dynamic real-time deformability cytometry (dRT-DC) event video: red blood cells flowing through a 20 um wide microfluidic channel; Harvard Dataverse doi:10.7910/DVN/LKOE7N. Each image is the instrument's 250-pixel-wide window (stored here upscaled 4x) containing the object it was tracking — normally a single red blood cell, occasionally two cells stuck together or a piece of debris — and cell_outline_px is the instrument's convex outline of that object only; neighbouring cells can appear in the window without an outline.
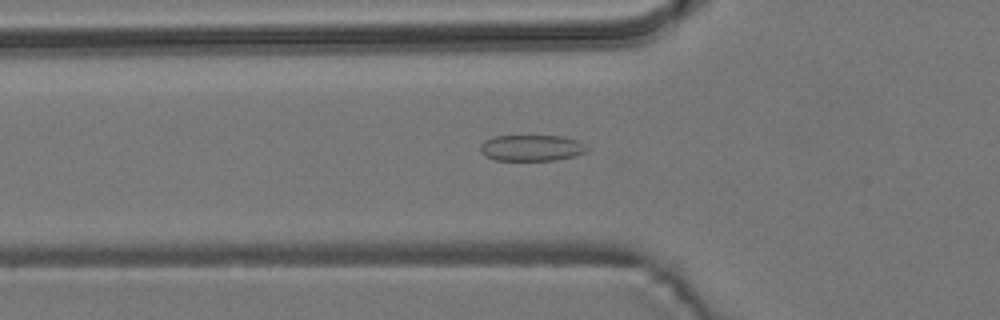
{"species": "common noctule bat (a hibernating species)", "species_latin": "Nyctalus noctula", "temperature_condition": "room temperature", "stored_images_in_passage": 29, "camera_frame_rate_fps": 3000, "um_per_image_px": 0.085, "animal": {"sex": "male", "body_mass_g": 19.2, "forearm_length_mm": 51.8}, "frame": {"image": 1, "passage_image": 2, "time_ms": 0.333, "image_size_px": [1000, 320], "cell_outline_px": [[588, 152], [576, 156], [556, 160], [496, 160], [484, 156], [480, 152], [480, 144], [484, 140], [492, 136], [564, 136], [576, 140], [584, 144], [588, 148]], "centroid_in_image_um": [45.17, 12.57], "position_along_channel_um": 80.6, "area_um2": 16.47}}
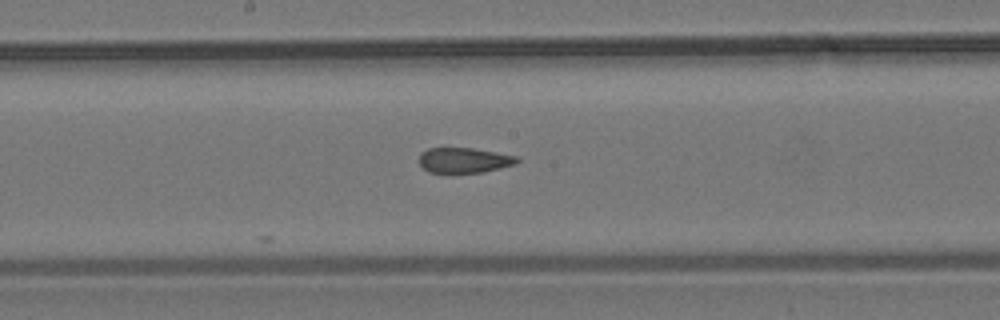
{"frame": {"image": 2, "passage_image": 12, "time_ms": 3.667, "image_size_px": [1000, 320], "cell_outline_px": [[520, 160], [516, 164], [484, 172], [428, 172], [420, 164], [420, 152], [428, 148], [472, 148], [520, 156]], "centroid_in_image_um": [39.49, 13.61], "position_along_channel_um": 208.7, "area_um2": 14.39}}
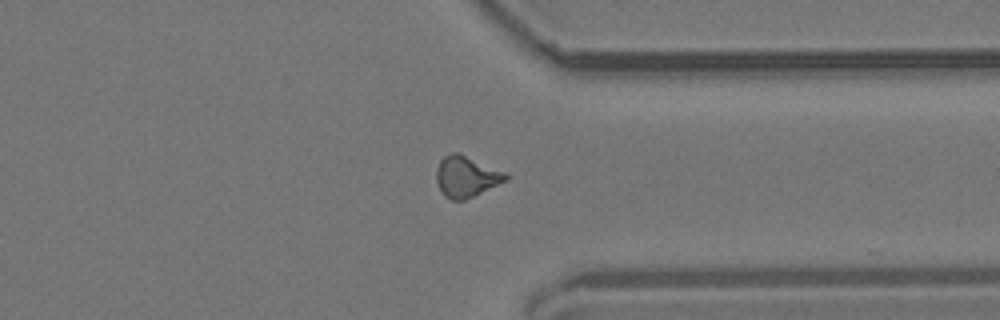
{"frame": {"image": 3, "passage_image": 25, "time_ms": 8.0, "image_size_px": [1000, 320], "cell_outline_px": [[508, 180], [464, 200], [452, 200], [444, 196], [436, 180], [436, 172], [440, 160], [444, 156], [452, 152], [460, 152], [504, 172], [508, 176]], "centroid_in_image_um": [39.62, 14.99], "position_along_channel_um": 371.8, "area_um2": 16.47}, "authors_computed_cell_mechanics": {"area_um2": 15.606, "velocity_mm_per_s": 3.8169, "shape_relaxation_time_tau1_ms": null, "shape_relaxation_time_tau2_ms": 2.5261, "deformation_change_tau1": null, "deformation_change_tau2": 0.1027}}